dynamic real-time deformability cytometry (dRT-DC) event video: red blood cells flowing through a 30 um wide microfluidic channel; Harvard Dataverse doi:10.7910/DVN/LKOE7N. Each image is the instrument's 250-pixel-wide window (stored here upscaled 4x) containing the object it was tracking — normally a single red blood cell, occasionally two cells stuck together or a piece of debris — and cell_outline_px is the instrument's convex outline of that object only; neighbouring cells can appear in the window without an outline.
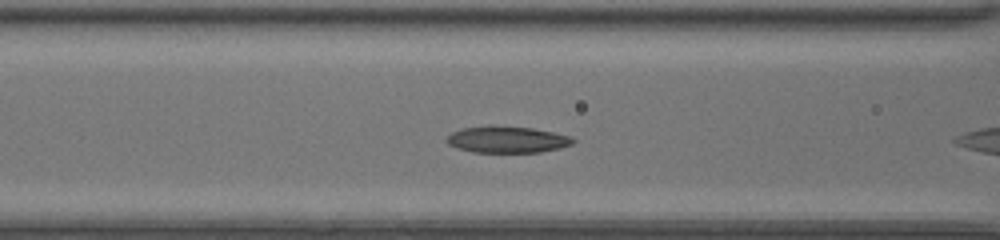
{"species": "common noctule bat (a hibernating species)", "species_latin": "Nyctalus noctula", "temperature_condition": "room temperature", "stored_images_in_passage": 7, "camera_frame_rate_fps": 3000, "um_per_image_px": 0.085, "animal": {"sex": "female", "body_mass_g": 20.0, "forearm_length_mm": 54.0}, "frame": {"image": 1, "passage_image": 6, "time_ms": 1.667, "image_size_px": [1000, 240], "cell_outline_px": [[576, 140], [572, 144], [560, 148], [540, 152], [472, 152], [456, 148], [448, 144], [444, 140], [452, 132], [460, 128], [488, 124], [492, 124], [532, 128], [572, 136]], "centroid_in_image_um": [43.06, 11.84], "position_along_channel_um": 123.5, "area_um2": 20.0}}